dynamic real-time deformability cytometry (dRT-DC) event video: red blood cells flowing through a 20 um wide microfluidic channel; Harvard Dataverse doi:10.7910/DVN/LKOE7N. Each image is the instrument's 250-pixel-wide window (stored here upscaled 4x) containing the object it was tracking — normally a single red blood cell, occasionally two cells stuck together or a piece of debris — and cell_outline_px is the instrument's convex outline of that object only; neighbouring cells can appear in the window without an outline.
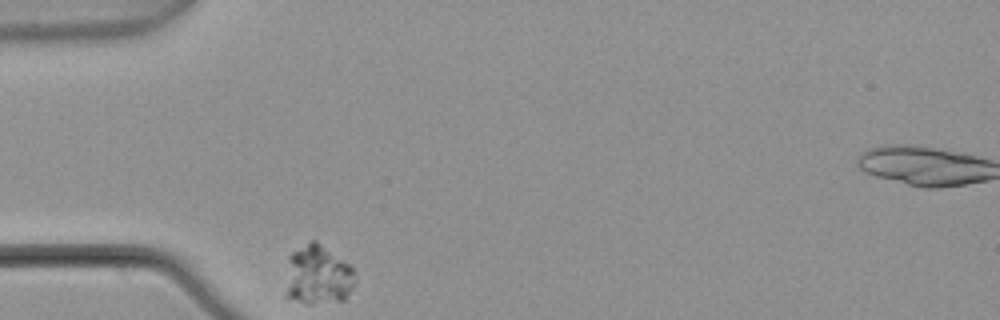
{"species": "common noctule bat (a hibernating species)", "species_latin": "Nyctalus noctula", "temperature_condition": "warm", "stored_images_in_passage": 2, "segment_of_instrument_passage": [1, 2], "camera_frame_rate_fps": 3000, "um_per_image_px": 0.085, "animal": {"sex": "male", "body_mass_g": 21.5, "forearm_length_mm": 52.0}, "frame": {"image": 1, "passage_image": 1, "time_ms": 0.0, "image_size_px": [1000, 320], "cell_outline_px": [[356, 280], [352, 288], [344, 300], [308, 304], [304, 304], [284, 296], [288, 256], [292, 252], [312, 240], [316, 240], [352, 264]], "centroid_in_image_um": [27.02, 23.38], "position_along_channel_um": 58.0, "area_um2": 24.68}}